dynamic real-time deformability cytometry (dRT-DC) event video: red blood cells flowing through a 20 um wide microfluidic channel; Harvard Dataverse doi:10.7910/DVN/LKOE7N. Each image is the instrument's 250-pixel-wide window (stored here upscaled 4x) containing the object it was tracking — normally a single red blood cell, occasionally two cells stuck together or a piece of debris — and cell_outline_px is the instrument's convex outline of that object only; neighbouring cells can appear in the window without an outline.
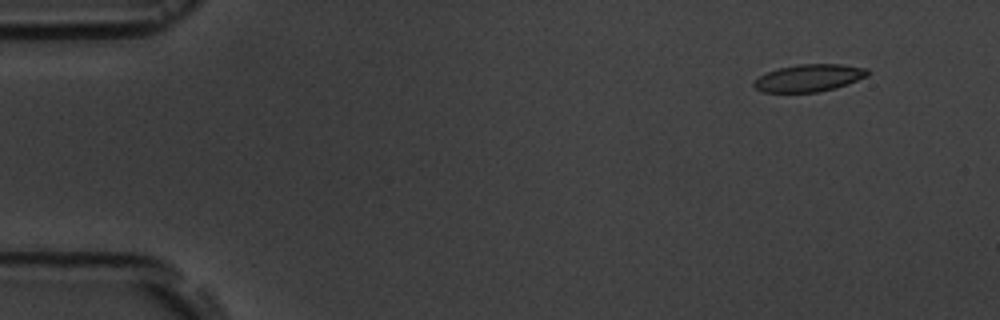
{"species": "common noctule bat (a hibernating species)", "species_latin": "Nyctalus noctula", "temperature_condition": "room temperature", "stored_images_in_passage": 4, "camera_frame_rate_fps": 3000, "um_per_image_px": 0.085, "animal": {"sex": "male", "body_mass_g": 19.5, "forearm_length_mm": 54.6}, "frame": {"image": 1, "passage_image": 1, "time_ms": 0.0, "image_size_px": [1000, 320], "cell_outline_px": [[868, 76], [848, 84], [836, 88], [816, 92], [764, 92], [756, 88], [752, 84], [760, 76], [768, 72], [780, 68], [800, 64], [840, 64], [868, 68]], "centroid_in_image_um": [68.81, 6.62], "position_along_channel_um": 16.2, "area_um2": 17.92}}
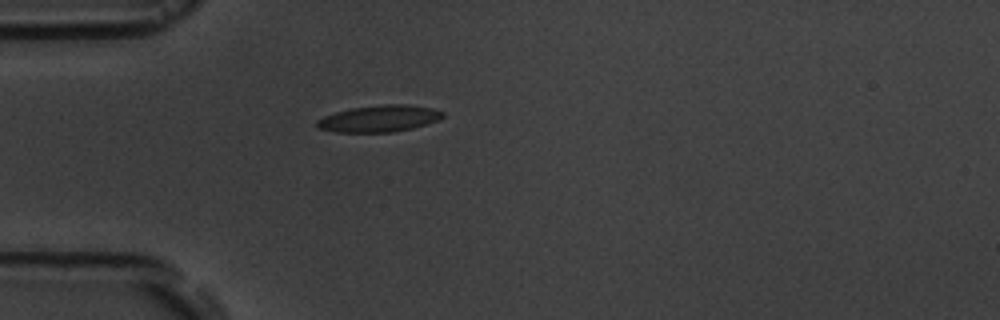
{"frame": {"image": 2, "passage_image": 4, "time_ms": 3.667, "image_size_px": [1000, 320], "cell_outline_px": [[444, 116], [440, 120], [412, 128], [396, 132], [336, 132], [316, 128], [316, 120], [324, 116], [336, 112], [352, 108], [384, 104], [408, 104], [432, 108], [444, 112]], "centroid_in_image_um": [32.24, 10.08], "position_along_channel_um": 52.8, "area_um2": 19.65}}